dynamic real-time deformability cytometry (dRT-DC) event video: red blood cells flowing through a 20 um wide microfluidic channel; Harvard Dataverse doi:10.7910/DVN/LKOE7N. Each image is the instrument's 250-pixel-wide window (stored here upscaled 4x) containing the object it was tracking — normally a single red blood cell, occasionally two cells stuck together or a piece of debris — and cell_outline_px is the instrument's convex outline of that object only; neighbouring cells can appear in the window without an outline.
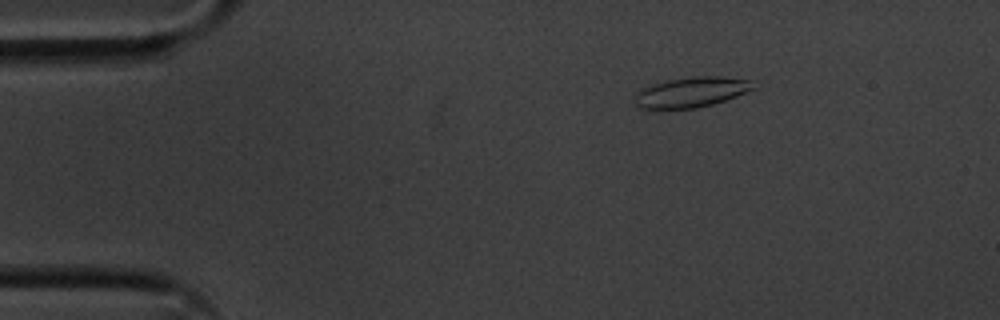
{"species": "common noctule bat (a hibernating species)", "species_latin": "Nyctalus noctula", "temperature_condition": "cold", "stored_images_in_passage": 53, "camera_frame_rate_fps": 3000, "um_per_image_px": 0.085, "animal": {"sex": "male", "body_mass_g": 20.1, "forearm_length_mm": 53.5}, "frame": {"image": 1, "passage_image": 6, "time_ms": 1.667, "image_size_px": [1000, 320], "cell_outline_px": [[756, 88], [736, 96], [712, 104], [696, 108], [636, 108], [636, 92], [648, 84], [668, 80], [692, 76], [724, 76], [748, 80]], "centroid_in_image_um": [58.73, 7.82], "position_along_channel_um": 26.3, "area_um2": 20.75}}
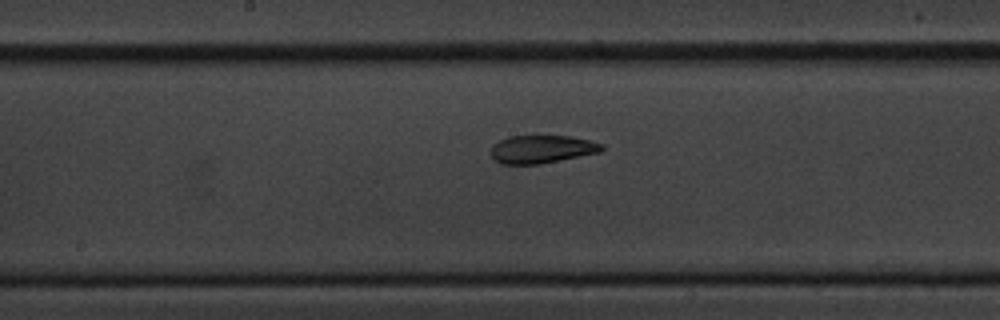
{"frame": {"image": 2, "passage_image": 26, "time_ms": 8.333, "image_size_px": [1000, 320], "cell_outline_px": [[604, 148], [600, 152], [540, 164], [500, 164], [492, 156], [492, 148], [500, 140], [508, 136], [532, 132], [572, 136], [604, 144]], "centroid_in_image_um": [46.06, 12.62], "position_along_channel_um": 202.1, "area_um2": 18.84}}
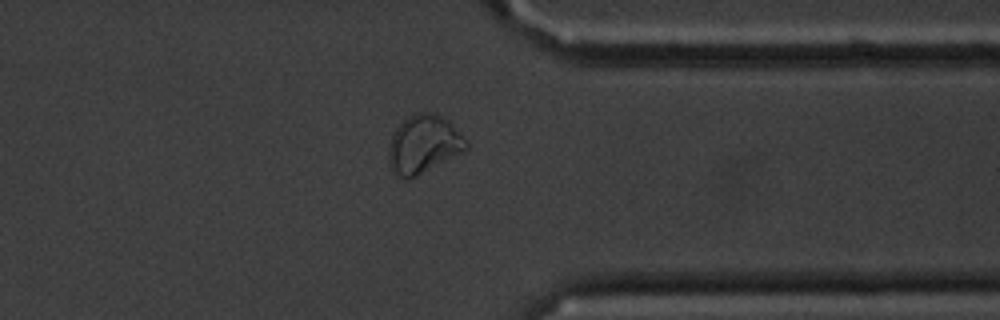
{"frame": {"image": 3, "passage_image": 41, "time_ms": 13.333, "image_size_px": [1000, 320], "cell_outline_px": [[468, 148], [416, 176], [408, 180], [404, 180], [396, 176], [392, 172], [388, 160], [388, 148], [392, 136], [396, 128], [408, 116], [416, 112], [432, 112], [448, 120], [468, 140]], "centroid_in_image_um": [35.98, 12.26], "position_along_channel_um": 375.4, "area_um2": 26.24}, "authors_computed_cell_mechanics": {"area_um2": 19.8832, "velocity_mm_per_s": 3.5603, "shape_relaxation_time_tau1_ms": 11.223, "shape_relaxation_time_tau2_ms": 1.7126, "deformation_change_tau1": 0.2432, "deformation_change_tau2": 0.0606}}